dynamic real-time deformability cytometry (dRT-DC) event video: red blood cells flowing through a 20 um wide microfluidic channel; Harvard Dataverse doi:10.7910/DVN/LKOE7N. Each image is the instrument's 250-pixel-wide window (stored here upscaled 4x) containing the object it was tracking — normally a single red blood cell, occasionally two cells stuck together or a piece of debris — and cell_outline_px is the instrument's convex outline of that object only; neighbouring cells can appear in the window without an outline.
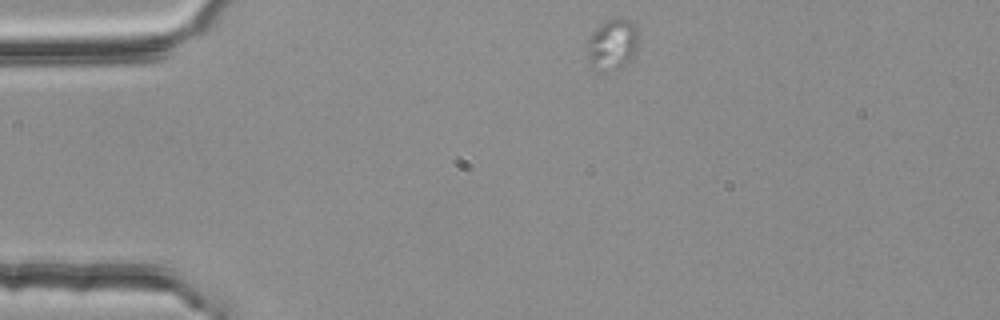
{"species": "common noctule bat (a hibernating species)", "species_latin": "Nyctalus noctula", "temperature_condition": "room temperature", "stored_images_in_passage": 17, "camera_frame_rate_fps": 3000, "um_per_image_px": 0.085, "animal": {"sex": "female", "body_mass_g": 25.1}, "frame": {"image": 1, "passage_image": 1, "time_ms": 0.0, "image_size_px": [1000, 320], "cell_outline_px": [[640, 32], [636, 56], [632, 60], [620, 68], [616, 68], [592, 60], [588, 56], [584, 48], [592, 32], [604, 20], [628, 20], [636, 24]], "centroid_in_image_um": [52.16, 3.65], "position_along_channel_um": 32.8, "area_um2": 14.62}}
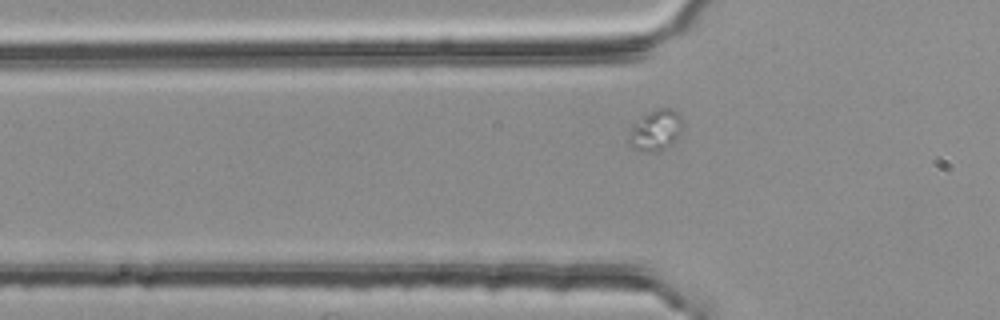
{"frame": {"image": 2, "passage_image": 8, "time_ms": 2.333, "image_size_px": [1000, 320], "cell_outline_px": [[684, 128], [664, 148], [652, 152], [644, 152], [632, 148], [628, 144], [628, 132], [632, 124], [640, 116], [656, 108], [672, 108], [680, 116], [684, 124]], "centroid_in_image_um": [55.67, 11.04], "position_along_channel_um": 70.1, "area_um2": 12.95}}